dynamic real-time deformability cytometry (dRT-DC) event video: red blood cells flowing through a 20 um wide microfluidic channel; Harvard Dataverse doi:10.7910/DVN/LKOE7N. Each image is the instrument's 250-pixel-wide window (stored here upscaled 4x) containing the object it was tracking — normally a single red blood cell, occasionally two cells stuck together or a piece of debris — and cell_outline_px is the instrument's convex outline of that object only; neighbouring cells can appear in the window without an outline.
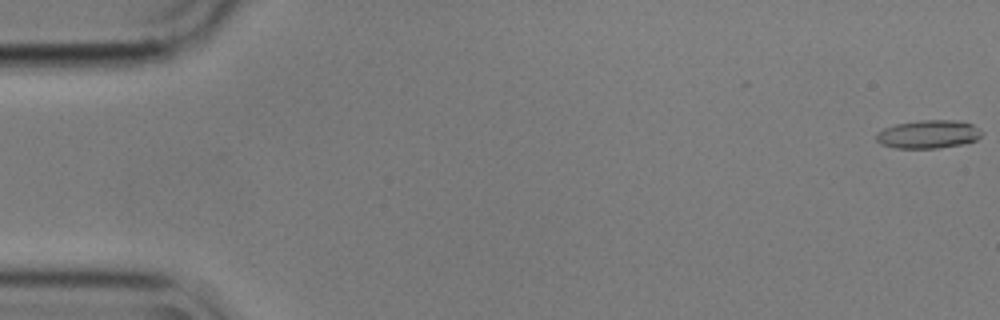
{"species": "common noctule bat (a hibernating species)", "species_latin": "Nyctalus noctula", "temperature_condition": "cold", "stored_images_in_passage": 12, "camera_frame_rate_fps": 3000, "um_per_image_px": 0.085, "animal": {"sex": "male", "body_mass_g": 17.9}, "frame": {"image": 1, "passage_image": 1, "time_ms": 0.0, "image_size_px": [1000, 320], "cell_outline_px": [[984, 132], [976, 140], [964, 144], [936, 148], [896, 148], [880, 144], [876, 140], [876, 132], [884, 128], [896, 124], [924, 120], [956, 120], [972, 124]], "centroid_in_image_um": [78.91, 11.41], "position_along_channel_um": 6.1, "area_um2": 17.4}}